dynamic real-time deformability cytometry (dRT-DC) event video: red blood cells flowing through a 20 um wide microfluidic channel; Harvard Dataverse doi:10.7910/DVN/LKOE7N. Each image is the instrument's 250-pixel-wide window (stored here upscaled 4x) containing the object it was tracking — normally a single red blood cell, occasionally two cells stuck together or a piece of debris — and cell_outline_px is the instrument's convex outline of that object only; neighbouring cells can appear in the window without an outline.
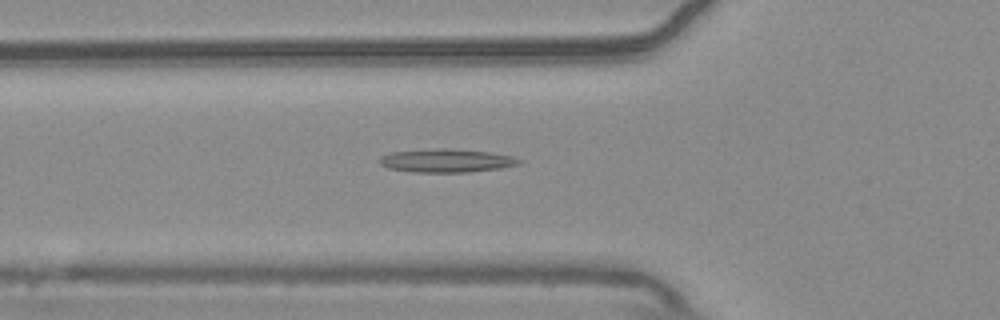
{"species": "common noctule bat (a hibernating species)", "species_latin": "Nyctalus noctula", "temperature_condition": "warm", "stored_images_in_passage": 45, "camera_frame_rate_fps": 3000, "um_per_image_px": 0.085, "animal": {"sex": "male", "body_mass_g": 20.4}, "frame": {"image": 1, "passage_image": 10, "time_ms": 3.0, "image_size_px": [1000, 320], "cell_outline_px": [[524, 160], [520, 164], [500, 168], [468, 172], [412, 172], [388, 168], [380, 164], [380, 156], [392, 152], [440, 148], [448, 148], [488, 152], [512, 156]], "centroid_in_image_um": [37.96, 13.65], "position_along_channel_um": 87.8, "area_um2": 18.96}}
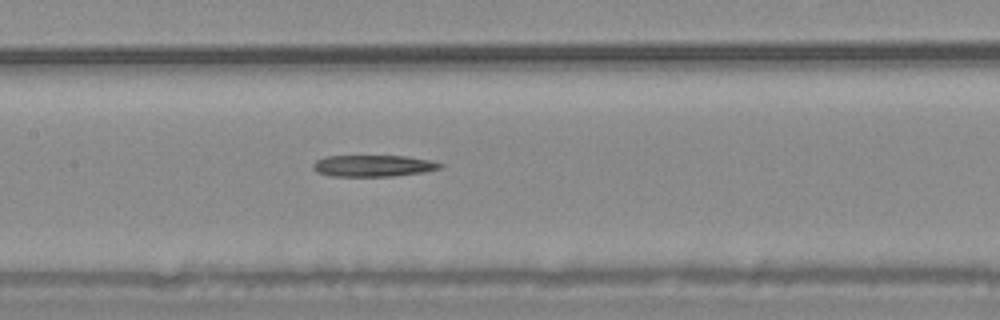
{"frame": {"image": 2, "passage_image": 17, "time_ms": 5.333, "image_size_px": [1000, 320], "cell_outline_px": [[444, 164], [440, 168], [424, 172], [392, 176], [332, 176], [316, 172], [312, 168], [312, 164], [316, 160], [324, 156], [408, 156], [432, 160]], "centroid_in_image_um": [31.72, 14.09], "position_along_channel_um": 175.7, "area_um2": 16.07}}
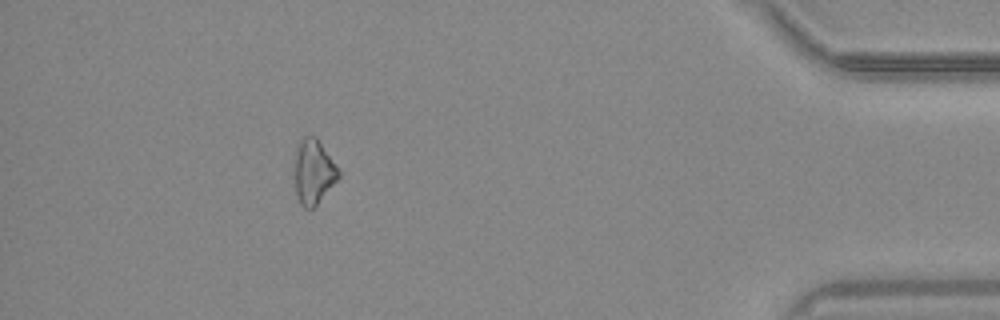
{"frame": {"image": 3, "passage_image": 40, "time_ms": 13.0, "image_size_px": [1000, 320], "cell_outline_px": [[340, 176], [316, 204], [312, 208], [304, 208], [300, 204], [296, 196], [296, 144], [304, 136], [316, 136], [340, 168]], "centroid_in_image_um": [26.67, 14.56], "position_along_channel_um": 408.5, "area_um2": 16.42}}